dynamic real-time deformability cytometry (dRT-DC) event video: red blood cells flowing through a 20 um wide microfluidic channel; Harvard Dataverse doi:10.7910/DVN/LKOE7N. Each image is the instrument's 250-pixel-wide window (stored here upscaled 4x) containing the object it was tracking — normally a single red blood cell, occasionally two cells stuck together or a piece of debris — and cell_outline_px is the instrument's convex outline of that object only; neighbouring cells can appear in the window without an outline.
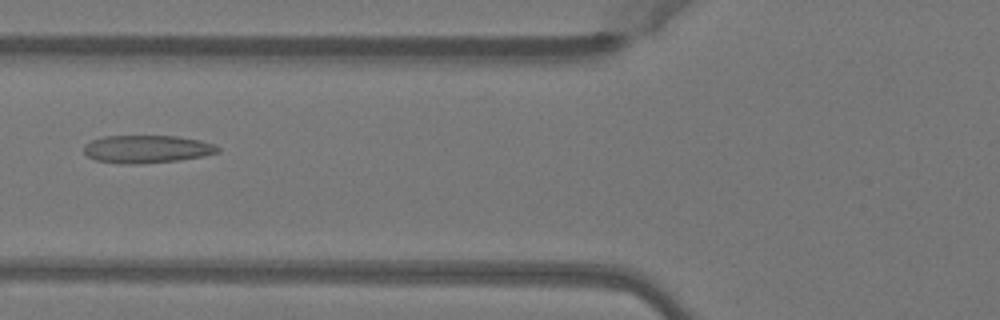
{"species": "Egyptian fruit bat (a non-hibernating species)", "species_latin": "Rousettus aegyptiacus", "temperature_condition": "warm", "stored_images_in_passage": 45, "camera_frame_rate_fps": 3000, "um_per_image_px": 0.085, "animal": {"sex": "female"}, "frame": {"image": 1, "passage_image": 20, "time_ms": 6.333, "image_size_px": [1000, 320], "cell_outline_px": [[220, 152], [204, 156], [180, 160], [140, 164], [116, 164], [96, 160], [88, 156], [84, 152], [84, 144], [92, 140], [104, 136], [176, 136], [200, 140], [216, 144], [220, 148]], "centroid_in_image_um": [12.5, 12.68], "position_along_channel_um": 113.3, "area_um2": 21.96}}
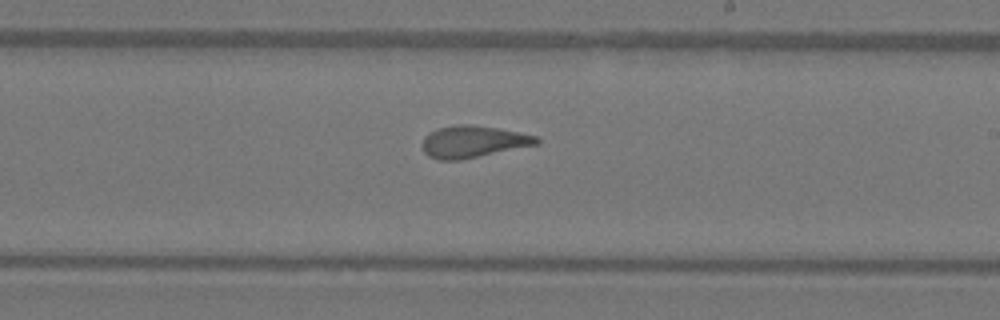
{"frame": {"image": 2, "passage_image": 30, "time_ms": 9.667, "image_size_px": [1000, 320], "cell_outline_px": [[540, 144], [460, 160], [436, 160], [428, 156], [424, 152], [424, 136], [440, 128], [456, 124], [472, 124], [496, 128], [536, 136], [540, 140]], "centroid_in_image_um": [40.23, 12.05], "position_along_channel_um": 248.8, "area_um2": 21.04}}
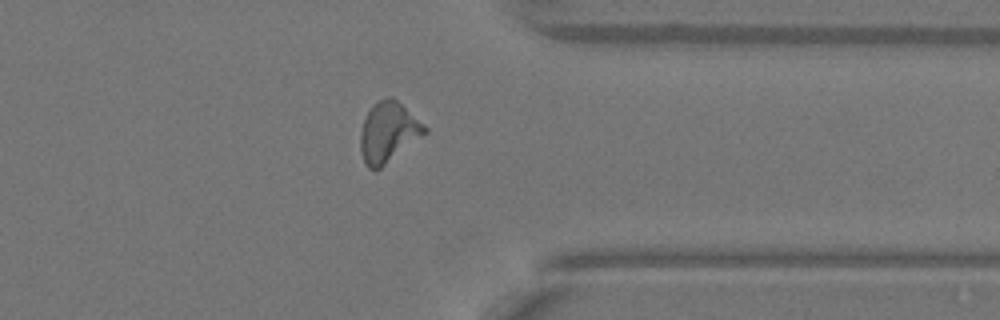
{"frame": {"image": 3, "passage_image": 40, "time_ms": 13.0, "image_size_px": [1000, 320], "cell_outline_px": [[428, 132], [376, 172], [372, 172], [364, 164], [360, 152], [360, 132], [364, 120], [368, 112], [380, 100], [388, 96], [392, 96], [424, 124], [428, 128]], "centroid_in_image_um": [32.99, 11.3], "position_along_channel_um": 378.4, "area_um2": 22.66}}